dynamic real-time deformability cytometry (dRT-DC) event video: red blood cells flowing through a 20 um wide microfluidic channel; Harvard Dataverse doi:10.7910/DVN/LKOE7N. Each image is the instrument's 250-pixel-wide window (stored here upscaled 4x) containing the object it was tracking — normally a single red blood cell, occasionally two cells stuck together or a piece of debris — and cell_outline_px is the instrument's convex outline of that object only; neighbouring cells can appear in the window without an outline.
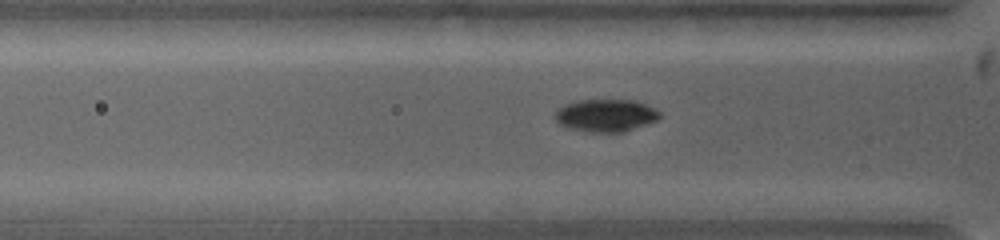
{"species": "common noctule bat (a hibernating species)", "species_latin": "Nyctalus noctula", "temperature_condition": "warm", "stored_images_in_passage": 21, "camera_frame_rate_fps": 5000, "um_per_image_px": 0.085, "animal": {"sex": "female", "body_mass_g": 19.0, "forearm_length_mm": 53.3}, "frame": {"image": 1, "passage_image": 12, "time_ms": 2.2, "image_size_px": [1000, 240], "cell_outline_px": [[660, 116], [656, 120], [624, 132], [584, 132], [564, 128], [556, 120], [556, 108], [564, 104], [576, 100], [636, 100], [656, 108], [660, 112]], "centroid_in_image_um": [51.45, 9.81], "position_along_channel_um": 74.3, "area_um2": 20.11}}
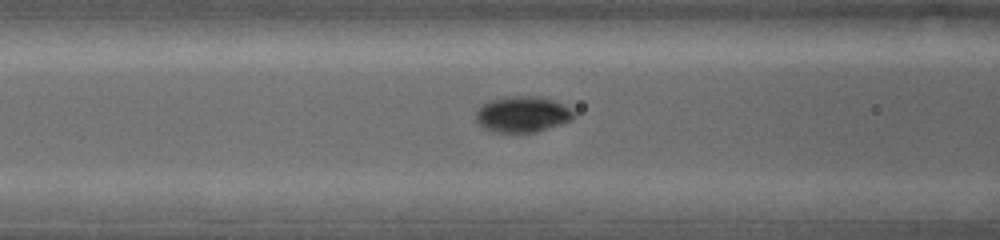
{"frame": {"image": 2, "passage_image": 18, "time_ms": 3.4, "image_size_px": [1000, 240], "cell_outline_px": [[576, 116], [572, 120], [536, 132], [488, 132], [476, 120], [476, 108], [488, 100], [504, 96], [540, 96], [552, 100], [576, 112]], "centroid_in_image_um": [44.37, 9.71], "position_along_channel_um": 122.2, "area_um2": 20.69}}